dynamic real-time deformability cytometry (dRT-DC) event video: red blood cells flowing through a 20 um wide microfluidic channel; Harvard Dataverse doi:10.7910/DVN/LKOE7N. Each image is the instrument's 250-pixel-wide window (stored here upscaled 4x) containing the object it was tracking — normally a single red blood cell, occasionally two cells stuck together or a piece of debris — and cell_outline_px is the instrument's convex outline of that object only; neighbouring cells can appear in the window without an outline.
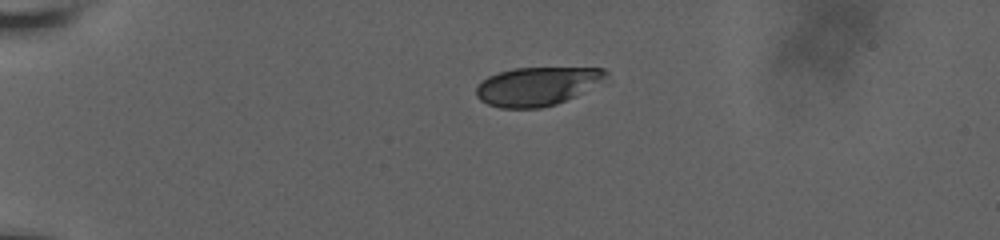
{"species": "human", "species_latin": "Homo sapiens", "temperature_condition": "room temperature", "stored_images_in_passage": 44, "camera_frame_rate_fps": 3000, "um_per_image_px": 0.085, "donor": {"sex": "male"}, "frame": {"image": 1, "passage_image": 1, "time_ms": 0.0, "image_size_px": [1000, 240], "cell_outline_px": [[608, 72], [604, 76], [580, 92], [556, 104], [540, 108], [500, 108], [488, 104], [480, 100], [476, 96], [476, 84], [480, 80], [488, 76], [512, 68], [604, 68]], "centroid_in_image_um": [45.5, 7.33], "position_along_channel_um": 39.5, "area_um2": 28.5}}
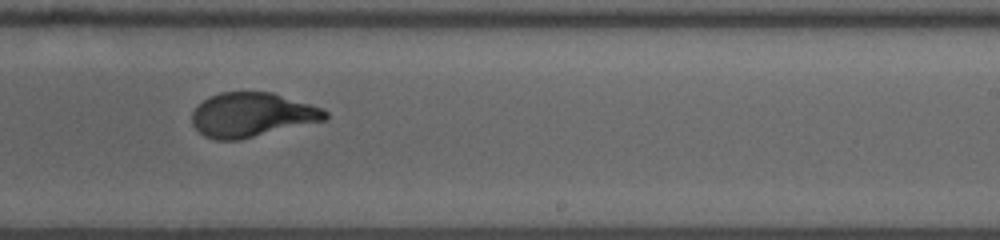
{"frame": {"image": 2, "passage_image": 24, "time_ms": 7.667, "image_size_px": [1000, 240], "cell_outline_px": [[328, 120], [240, 140], [216, 140], [204, 136], [192, 124], [192, 112], [204, 100], [220, 92], [272, 92], [324, 108], [328, 112]], "centroid_in_image_um": [21.47, 9.77], "position_along_channel_um": 267.5, "area_um2": 34.56}}
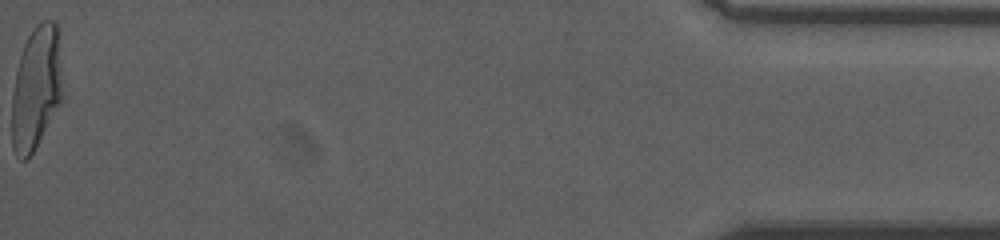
{"frame": {"image": 3, "passage_image": 44, "time_ms": 14.333, "image_size_px": [1000, 240], "cell_outline_px": [[64, 96], [28, 160], [20, 160], [12, 148], [12, 92], [16, 72], [20, 56], [24, 44], [28, 36], [44, 20], [56, 20], [60, 24]], "centroid_in_image_um": [3.13, 7.42], "position_along_channel_um": 432.1, "area_um2": 37.28}, "authors_computed_cell_mechanics": {"area_um2": 34.8823, "velocity_mm_per_s": 3.7721, "shape_relaxation_time_tau1_ms": 5.1994, "shape_relaxation_time_tau2_ms": null, "deformation_change_tau1": 0.1944, "deformation_change_tau2": null}}